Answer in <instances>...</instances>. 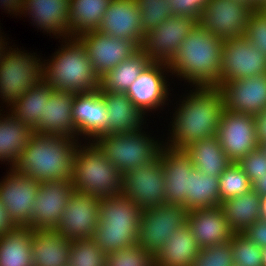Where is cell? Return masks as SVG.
<instances>
[{
    "label": "cell",
    "mask_w": 266,
    "mask_h": 266,
    "mask_svg": "<svg viewBox=\"0 0 266 266\" xmlns=\"http://www.w3.org/2000/svg\"><path fill=\"white\" fill-rule=\"evenodd\" d=\"M174 103L164 144L184 149L192 142L216 136L220 124L223 99L217 87L190 86Z\"/></svg>",
    "instance_id": "cell-1"
},
{
    "label": "cell",
    "mask_w": 266,
    "mask_h": 266,
    "mask_svg": "<svg viewBox=\"0 0 266 266\" xmlns=\"http://www.w3.org/2000/svg\"><path fill=\"white\" fill-rule=\"evenodd\" d=\"M223 44L224 40L197 24L168 64L171 78L175 76L188 87H216L221 83Z\"/></svg>",
    "instance_id": "cell-2"
},
{
    "label": "cell",
    "mask_w": 266,
    "mask_h": 266,
    "mask_svg": "<svg viewBox=\"0 0 266 266\" xmlns=\"http://www.w3.org/2000/svg\"><path fill=\"white\" fill-rule=\"evenodd\" d=\"M80 142L76 138L33 132L13 169L39 182L69 181L73 175L75 151Z\"/></svg>",
    "instance_id": "cell-3"
},
{
    "label": "cell",
    "mask_w": 266,
    "mask_h": 266,
    "mask_svg": "<svg viewBox=\"0 0 266 266\" xmlns=\"http://www.w3.org/2000/svg\"><path fill=\"white\" fill-rule=\"evenodd\" d=\"M58 42L61 44L50 59H43V80L59 91L91 93L99 90L100 77L83 44L76 37L59 39Z\"/></svg>",
    "instance_id": "cell-4"
},
{
    "label": "cell",
    "mask_w": 266,
    "mask_h": 266,
    "mask_svg": "<svg viewBox=\"0 0 266 266\" xmlns=\"http://www.w3.org/2000/svg\"><path fill=\"white\" fill-rule=\"evenodd\" d=\"M141 209L123 194L100 198L92 239L106 253L138 244Z\"/></svg>",
    "instance_id": "cell-5"
},
{
    "label": "cell",
    "mask_w": 266,
    "mask_h": 266,
    "mask_svg": "<svg viewBox=\"0 0 266 266\" xmlns=\"http://www.w3.org/2000/svg\"><path fill=\"white\" fill-rule=\"evenodd\" d=\"M123 175L92 142H80L74 157V191L105 198L121 194Z\"/></svg>",
    "instance_id": "cell-6"
},
{
    "label": "cell",
    "mask_w": 266,
    "mask_h": 266,
    "mask_svg": "<svg viewBox=\"0 0 266 266\" xmlns=\"http://www.w3.org/2000/svg\"><path fill=\"white\" fill-rule=\"evenodd\" d=\"M144 129V130H143ZM147 127L124 134L99 135L92 143L123 175L130 169L147 165L159 156L163 139L152 136Z\"/></svg>",
    "instance_id": "cell-7"
},
{
    "label": "cell",
    "mask_w": 266,
    "mask_h": 266,
    "mask_svg": "<svg viewBox=\"0 0 266 266\" xmlns=\"http://www.w3.org/2000/svg\"><path fill=\"white\" fill-rule=\"evenodd\" d=\"M42 80L43 57L10 45L0 62V104L5 103L0 108L6 110Z\"/></svg>",
    "instance_id": "cell-8"
},
{
    "label": "cell",
    "mask_w": 266,
    "mask_h": 266,
    "mask_svg": "<svg viewBox=\"0 0 266 266\" xmlns=\"http://www.w3.org/2000/svg\"><path fill=\"white\" fill-rule=\"evenodd\" d=\"M69 6V0H0L4 12L16 18L29 16L38 30L56 39L69 38Z\"/></svg>",
    "instance_id": "cell-9"
},
{
    "label": "cell",
    "mask_w": 266,
    "mask_h": 266,
    "mask_svg": "<svg viewBox=\"0 0 266 266\" xmlns=\"http://www.w3.org/2000/svg\"><path fill=\"white\" fill-rule=\"evenodd\" d=\"M169 73L167 63L151 62L125 92L146 117L158 110L163 112L164 106L168 107L169 101L170 104L173 102L170 100V91L173 92L174 89L170 87L169 76L172 75Z\"/></svg>",
    "instance_id": "cell-10"
},
{
    "label": "cell",
    "mask_w": 266,
    "mask_h": 266,
    "mask_svg": "<svg viewBox=\"0 0 266 266\" xmlns=\"http://www.w3.org/2000/svg\"><path fill=\"white\" fill-rule=\"evenodd\" d=\"M198 21L187 15L169 16L157 28L143 33L139 49L152 61L169 64Z\"/></svg>",
    "instance_id": "cell-11"
},
{
    "label": "cell",
    "mask_w": 266,
    "mask_h": 266,
    "mask_svg": "<svg viewBox=\"0 0 266 266\" xmlns=\"http://www.w3.org/2000/svg\"><path fill=\"white\" fill-rule=\"evenodd\" d=\"M254 9L244 0H210L198 24L222 40L240 38L245 36Z\"/></svg>",
    "instance_id": "cell-12"
},
{
    "label": "cell",
    "mask_w": 266,
    "mask_h": 266,
    "mask_svg": "<svg viewBox=\"0 0 266 266\" xmlns=\"http://www.w3.org/2000/svg\"><path fill=\"white\" fill-rule=\"evenodd\" d=\"M164 173L158 156L147 165L130 169L123 174L122 191L141 210L166 204Z\"/></svg>",
    "instance_id": "cell-13"
},
{
    "label": "cell",
    "mask_w": 266,
    "mask_h": 266,
    "mask_svg": "<svg viewBox=\"0 0 266 266\" xmlns=\"http://www.w3.org/2000/svg\"><path fill=\"white\" fill-rule=\"evenodd\" d=\"M7 169L0 179V202L14 227H28L40 182L19 174L13 168Z\"/></svg>",
    "instance_id": "cell-14"
},
{
    "label": "cell",
    "mask_w": 266,
    "mask_h": 266,
    "mask_svg": "<svg viewBox=\"0 0 266 266\" xmlns=\"http://www.w3.org/2000/svg\"><path fill=\"white\" fill-rule=\"evenodd\" d=\"M188 211L183 206L162 205L141 211L138 244L156 255L169 234L186 223Z\"/></svg>",
    "instance_id": "cell-15"
},
{
    "label": "cell",
    "mask_w": 266,
    "mask_h": 266,
    "mask_svg": "<svg viewBox=\"0 0 266 266\" xmlns=\"http://www.w3.org/2000/svg\"><path fill=\"white\" fill-rule=\"evenodd\" d=\"M76 38L85 47L93 69L100 78L139 49L132 40L111 37L98 30L84 32Z\"/></svg>",
    "instance_id": "cell-16"
},
{
    "label": "cell",
    "mask_w": 266,
    "mask_h": 266,
    "mask_svg": "<svg viewBox=\"0 0 266 266\" xmlns=\"http://www.w3.org/2000/svg\"><path fill=\"white\" fill-rule=\"evenodd\" d=\"M266 74V56L243 36L224 40L221 50V83Z\"/></svg>",
    "instance_id": "cell-17"
},
{
    "label": "cell",
    "mask_w": 266,
    "mask_h": 266,
    "mask_svg": "<svg viewBox=\"0 0 266 266\" xmlns=\"http://www.w3.org/2000/svg\"><path fill=\"white\" fill-rule=\"evenodd\" d=\"M216 137L235 163L259 146L254 116L242 113L223 110Z\"/></svg>",
    "instance_id": "cell-18"
},
{
    "label": "cell",
    "mask_w": 266,
    "mask_h": 266,
    "mask_svg": "<svg viewBox=\"0 0 266 266\" xmlns=\"http://www.w3.org/2000/svg\"><path fill=\"white\" fill-rule=\"evenodd\" d=\"M99 206L97 196L74 191L55 230L71 241L92 238L99 222Z\"/></svg>",
    "instance_id": "cell-19"
},
{
    "label": "cell",
    "mask_w": 266,
    "mask_h": 266,
    "mask_svg": "<svg viewBox=\"0 0 266 266\" xmlns=\"http://www.w3.org/2000/svg\"><path fill=\"white\" fill-rule=\"evenodd\" d=\"M74 192L71 180L41 181L32 207L31 224L33 230L56 229L70 195Z\"/></svg>",
    "instance_id": "cell-20"
},
{
    "label": "cell",
    "mask_w": 266,
    "mask_h": 266,
    "mask_svg": "<svg viewBox=\"0 0 266 266\" xmlns=\"http://www.w3.org/2000/svg\"><path fill=\"white\" fill-rule=\"evenodd\" d=\"M224 110L256 116L266 109V74L219 83Z\"/></svg>",
    "instance_id": "cell-21"
},
{
    "label": "cell",
    "mask_w": 266,
    "mask_h": 266,
    "mask_svg": "<svg viewBox=\"0 0 266 266\" xmlns=\"http://www.w3.org/2000/svg\"><path fill=\"white\" fill-rule=\"evenodd\" d=\"M164 173L166 204L183 206L190 193V175L194 168L185 149L172 148L163 144L159 152Z\"/></svg>",
    "instance_id": "cell-22"
},
{
    "label": "cell",
    "mask_w": 266,
    "mask_h": 266,
    "mask_svg": "<svg viewBox=\"0 0 266 266\" xmlns=\"http://www.w3.org/2000/svg\"><path fill=\"white\" fill-rule=\"evenodd\" d=\"M107 113L100 89L91 93H76L72 107L76 139L92 142L99 135H107Z\"/></svg>",
    "instance_id": "cell-23"
},
{
    "label": "cell",
    "mask_w": 266,
    "mask_h": 266,
    "mask_svg": "<svg viewBox=\"0 0 266 266\" xmlns=\"http://www.w3.org/2000/svg\"><path fill=\"white\" fill-rule=\"evenodd\" d=\"M98 31L111 37L132 40L139 46L143 32L141 13L135 0H112L102 17Z\"/></svg>",
    "instance_id": "cell-24"
},
{
    "label": "cell",
    "mask_w": 266,
    "mask_h": 266,
    "mask_svg": "<svg viewBox=\"0 0 266 266\" xmlns=\"http://www.w3.org/2000/svg\"><path fill=\"white\" fill-rule=\"evenodd\" d=\"M186 222L201 249L228 243L234 234L221 205L190 210Z\"/></svg>",
    "instance_id": "cell-25"
},
{
    "label": "cell",
    "mask_w": 266,
    "mask_h": 266,
    "mask_svg": "<svg viewBox=\"0 0 266 266\" xmlns=\"http://www.w3.org/2000/svg\"><path fill=\"white\" fill-rule=\"evenodd\" d=\"M76 92L54 90L44 108V115L37 123L38 134L76 138L72 107Z\"/></svg>",
    "instance_id": "cell-26"
},
{
    "label": "cell",
    "mask_w": 266,
    "mask_h": 266,
    "mask_svg": "<svg viewBox=\"0 0 266 266\" xmlns=\"http://www.w3.org/2000/svg\"><path fill=\"white\" fill-rule=\"evenodd\" d=\"M107 108V135L144 128L148 120L125 93L101 92Z\"/></svg>",
    "instance_id": "cell-27"
},
{
    "label": "cell",
    "mask_w": 266,
    "mask_h": 266,
    "mask_svg": "<svg viewBox=\"0 0 266 266\" xmlns=\"http://www.w3.org/2000/svg\"><path fill=\"white\" fill-rule=\"evenodd\" d=\"M71 240L55 229L33 230V266H68Z\"/></svg>",
    "instance_id": "cell-28"
},
{
    "label": "cell",
    "mask_w": 266,
    "mask_h": 266,
    "mask_svg": "<svg viewBox=\"0 0 266 266\" xmlns=\"http://www.w3.org/2000/svg\"><path fill=\"white\" fill-rule=\"evenodd\" d=\"M201 247L187 222L169 234V239L155 255L156 266H191Z\"/></svg>",
    "instance_id": "cell-29"
},
{
    "label": "cell",
    "mask_w": 266,
    "mask_h": 266,
    "mask_svg": "<svg viewBox=\"0 0 266 266\" xmlns=\"http://www.w3.org/2000/svg\"><path fill=\"white\" fill-rule=\"evenodd\" d=\"M2 111V112H1ZM6 112V114H4ZM3 113V114H2ZM33 130L7 110H0V163L9 168L18 162ZM3 162V163H2ZM7 162V163H6Z\"/></svg>",
    "instance_id": "cell-30"
},
{
    "label": "cell",
    "mask_w": 266,
    "mask_h": 266,
    "mask_svg": "<svg viewBox=\"0 0 266 266\" xmlns=\"http://www.w3.org/2000/svg\"><path fill=\"white\" fill-rule=\"evenodd\" d=\"M184 149L194 167L211 178L219 177L232 163L216 136L192 142Z\"/></svg>",
    "instance_id": "cell-31"
},
{
    "label": "cell",
    "mask_w": 266,
    "mask_h": 266,
    "mask_svg": "<svg viewBox=\"0 0 266 266\" xmlns=\"http://www.w3.org/2000/svg\"><path fill=\"white\" fill-rule=\"evenodd\" d=\"M221 207L233 233H243L261 218V196L253 189L222 201Z\"/></svg>",
    "instance_id": "cell-32"
},
{
    "label": "cell",
    "mask_w": 266,
    "mask_h": 266,
    "mask_svg": "<svg viewBox=\"0 0 266 266\" xmlns=\"http://www.w3.org/2000/svg\"><path fill=\"white\" fill-rule=\"evenodd\" d=\"M33 229L12 227L0 235V266H33Z\"/></svg>",
    "instance_id": "cell-33"
},
{
    "label": "cell",
    "mask_w": 266,
    "mask_h": 266,
    "mask_svg": "<svg viewBox=\"0 0 266 266\" xmlns=\"http://www.w3.org/2000/svg\"><path fill=\"white\" fill-rule=\"evenodd\" d=\"M53 91V87L42 80L18 98L7 111L33 132H37V123L44 115L45 105Z\"/></svg>",
    "instance_id": "cell-34"
},
{
    "label": "cell",
    "mask_w": 266,
    "mask_h": 266,
    "mask_svg": "<svg viewBox=\"0 0 266 266\" xmlns=\"http://www.w3.org/2000/svg\"><path fill=\"white\" fill-rule=\"evenodd\" d=\"M152 61L138 49L100 78L101 92L125 93Z\"/></svg>",
    "instance_id": "cell-35"
},
{
    "label": "cell",
    "mask_w": 266,
    "mask_h": 266,
    "mask_svg": "<svg viewBox=\"0 0 266 266\" xmlns=\"http://www.w3.org/2000/svg\"><path fill=\"white\" fill-rule=\"evenodd\" d=\"M112 0H69V37L98 30Z\"/></svg>",
    "instance_id": "cell-36"
},
{
    "label": "cell",
    "mask_w": 266,
    "mask_h": 266,
    "mask_svg": "<svg viewBox=\"0 0 266 266\" xmlns=\"http://www.w3.org/2000/svg\"><path fill=\"white\" fill-rule=\"evenodd\" d=\"M221 205L219 177H210L193 168L190 175V193L186 197V210L216 207Z\"/></svg>",
    "instance_id": "cell-37"
},
{
    "label": "cell",
    "mask_w": 266,
    "mask_h": 266,
    "mask_svg": "<svg viewBox=\"0 0 266 266\" xmlns=\"http://www.w3.org/2000/svg\"><path fill=\"white\" fill-rule=\"evenodd\" d=\"M106 255L92 238L72 240L68 266H105Z\"/></svg>",
    "instance_id": "cell-38"
},
{
    "label": "cell",
    "mask_w": 266,
    "mask_h": 266,
    "mask_svg": "<svg viewBox=\"0 0 266 266\" xmlns=\"http://www.w3.org/2000/svg\"><path fill=\"white\" fill-rule=\"evenodd\" d=\"M252 189L249 177L235 162L219 176V196L222 201L242 195Z\"/></svg>",
    "instance_id": "cell-39"
},
{
    "label": "cell",
    "mask_w": 266,
    "mask_h": 266,
    "mask_svg": "<svg viewBox=\"0 0 266 266\" xmlns=\"http://www.w3.org/2000/svg\"><path fill=\"white\" fill-rule=\"evenodd\" d=\"M141 13V29L145 33L157 28L169 16H173L168 0H135Z\"/></svg>",
    "instance_id": "cell-40"
},
{
    "label": "cell",
    "mask_w": 266,
    "mask_h": 266,
    "mask_svg": "<svg viewBox=\"0 0 266 266\" xmlns=\"http://www.w3.org/2000/svg\"><path fill=\"white\" fill-rule=\"evenodd\" d=\"M105 266H156L155 255L135 244L107 254Z\"/></svg>",
    "instance_id": "cell-41"
},
{
    "label": "cell",
    "mask_w": 266,
    "mask_h": 266,
    "mask_svg": "<svg viewBox=\"0 0 266 266\" xmlns=\"http://www.w3.org/2000/svg\"><path fill=\"white\" fill-rule=\"evenodd\" d=\"M234 266H263L262 248L243 233H234L231 238Z\"/></svg>",
    "instance_id": "cell-42"
},
{
    "label": "cell",
    "mask_w": 266,
    "mask_h": 266,
    "mask_svg": "<svg viewBox=\"0 0 266 266\" xmlns=\"http://www.w3.org/2000/svg\"><path fill=\"white\" fill-rule=\"evenodd\" d=\"M191 266H234L231 241L202 248Z\"/></svg>",
    "instance_id": "cell-43"
},
{
    "label": "cell",
    "mask_w": 266,
    "mask_h": 266,
    "mask_svg": "<svg viewBox=\"0 0 266 266\" xmlns=\"http://www.w3.org/2000/svg\"><path fill=\"white\" fill-rule=\"evenodd\" d=\"M244 37L266 56V13L260 7L251 12Z\"/></svg>",
    "instance_id": "cell-44"
},
{
    "label": "cell",
    "mask_w": 266,
    "mask_h": 266,
    "mask_svg": "<svg viewBox=\"0 0 266 266\" xmlns=\"http://www.w3.org/2000/svg\"><path fill=\"white\" fill-rule=\"evenodd\" d=\"M237 164L249 177L251 184H253L259 179V176L266 174V151L263 147L258 146L254 151L241 158Z\"/></svg>",
    "instance_id": "cell-45"
},
{
    "label": "cell",
    "mask_w": 266,
    "mask_h": 266,
    "mask_svg": "<svg viewBox=\"0 0 266 266\" xmlns=\"http://www.w3.org/2000/svg\"><path fill=\"white\" fill-rule=\"evenodd\" d=\"M251 241L256 243L260 248L266 247V220L259 219L257 222L249 226L244 232Z\"/></svg>",
    "instance_id": "cell-46"
},
{
    "label": "cell",
    "mask_w": 266,
    "mask_h": 266,
    "mask_svg": "<svg viewBox=\"0 0 266 266\" xmlns=\"http://www.w3.org/2000/svg\"><path fill=\"white\" fill-rule=\"evenodd\" d=\"M254 119L256 125V138L259 146H262L266 143V109L254 116Z\"/></svg>",
    "instance_id": "cell-47"
},
{
    "label": "cell",
    "mask_w": 266,
    "mask_h": 266,
    "mask_svg": "<svg viewBox=\"0 0 266 266\" xmlns=\"http://www.w3.org/2000/svg\"><path fill=\"white\" fill-rule=\"evenodd\" d=\"M174 15H187L191 17V0H168Z\"/></svg>",
    "instance_id": "cell-48"
},
{
    "label": "cell",
    "mask_w": 266,
    "mask_h": 266,
    "mask_svg": "<svg viewBox=\"0 0 266 266\" xmlns=\"http://www.w3.org/2000/svg\"><path fill=\"white\" fill-rule=\"evenodd\" d=\"M210 0H191V17L199 21L203 9Z\"/></svg>",
    "instance_id": "cell-49"
},
{
    "label": "cell",
    "mask_w": 266,
    "mask_h": 266,
    "mask_svg": "<svg viewBox=\"0 0 266 266\" xmlns=\"http://www.w3.org/2000/svg\"><path fill=\"white\" fill-rule=\"evenodd\" d=\"M14 227L8 220L6 211L0 202V235Z\"/></svg>",
    "instance_id": "cell-50"
},
{
    "label": "cell",
    "mask_w": 266,
    "mask_h": 266,
    "mask_svg": "<svg viewBox=\"0 0 266 266\" xmlns=\"http://www.w3.org/2000/svg\"><path fill=\"white\" fill-rule=\"evenodd\" d=\"M252 189L260 196L266 194V174L259 176V179L252 184Z\"/></svg>",
    "instance_id": "cell-51"
},
{
    "label": "cell",
    "mask_w": 266,
    "mask_h": 266,
    "mask_svg": "<svg viewBox=\"0 0 266 266\" xmlns=\"http://www.w3.org/2000/svg\"><path fill=\"white\" fill-rule=\"evenodd\" d=\"M261 219L266 220V194L261 195Z\"/></svg>",
    "instance_id": "cell-52"
},
{
    "label": "cell",
    "mask_w": 266,
    "mask_h": 266,
    "mask_svg": "<svg viewBox=\"0 0 266 266\" xmlns=\"http://www.w3.org/2000/svg\"><path fill=\"white\" fill-rule=\"evenodd\" d=\"M262 262L263 266H266V247L262 249Z\"/></svg>",
    "instance_id": "cell-53"
},
{
    "label": "cell",
    "mask_w": 266,
    "mask_h": 266,
    "mask_svg": "<svg viewBox=\"0 0 266 266\" xmlns=\"http://www.w3.org/2000/svg\"><path fill=\"white\" fill-rule=\"evenodd\" d=\"M266 0H254V7H260V5Z\"/></svg>",
    "instance_id": "cell-54"
},
{
    "label": "cell",
    "mask_w": 266,
    "mask_h": 266,
    "mask_svg": "<svg viewBox=\"0 0 266 266\" xmlns=\"http://www.w3.org/2000/svg\"><path fill=\"white\" fill-rule=\"evenodd\" d=\"M260 8L266 13V1H264L261 5Z\"/></svg>",
    "instance_id": "cell-55"
},
{
    "label": "cell",
    "mask_w": 266,
    "mask_h": 266,
    "mask_svg": "<svg viewBox=\"0 0 266 266\" xmlns=\"http://www.w3.org/2000/svg\"><path fill=\"white\" fill-rule=\"evenodd\" d=\"M246 3L251 4L254 6V0H244Z\"/></svg>",
    "instance_id": "cell-56"
},
{
    "label": "cell",
    "mask_w": 266,
    "mask_h": 266,
    "mask_svg": "<svg viewBox=\"0 0 266 266\" xmlns=\"http://www.w3.org/2000/svg\"><path fill=\"white\" fill-rule=\"evenodd\" d=\"M261 147L266 151V143H264Z\"/></svg>",
    "instance_id": "cell-57"
}]
</instances>
